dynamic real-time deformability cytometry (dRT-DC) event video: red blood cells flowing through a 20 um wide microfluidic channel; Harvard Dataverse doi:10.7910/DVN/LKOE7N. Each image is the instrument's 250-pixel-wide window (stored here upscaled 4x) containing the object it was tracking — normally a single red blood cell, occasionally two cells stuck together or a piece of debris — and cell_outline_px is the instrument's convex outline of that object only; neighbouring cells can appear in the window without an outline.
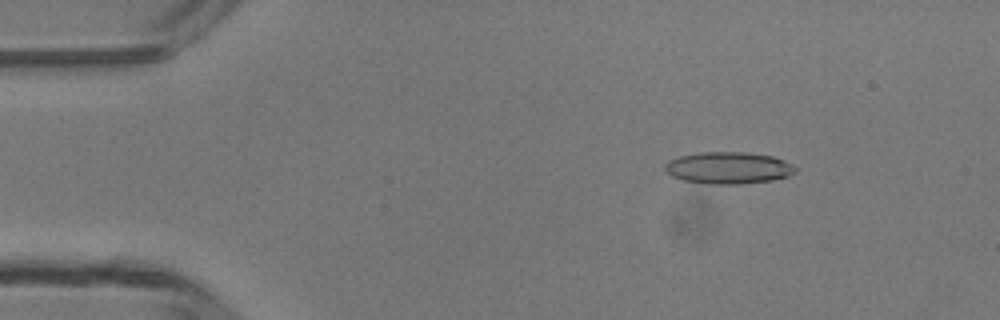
{"species": "common noctule bat (a hibernating species)", "species_latin": "Nyctalus noctula", "temperature_condition": "room temperature", "stored_images_in_passage": 4, "camera_frame_rate_fps": 3000, "um_per_image_px": 0.085, "animal": {"sex": "male", "body_mass_g": 13.3}, "frame": {"image": 1, "passage_image": 2, "time_ms": 1.333, "image_size_px": [1000, 320], "cell_outline_px": [[800, 168], [796, 172], [788, 176], [772, 180], [740, 184], [708, 184], [684, 180], [672, 176], [664, 168], [664, 164], [668, 160], [680, 156], [700, 152], [744, 152], [772, 156], [784, 160]], "centroid_in_image_um": [61.94, 14.27], "position_along_channel_um": 23.1, "area_um2": 24.33}}
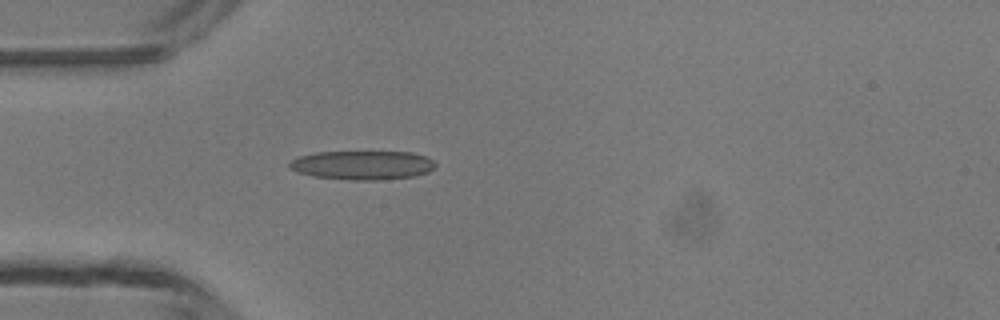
{"frame": {"image": 2, "passage_image": 4, "time_ms": 3.667, "image_size_px": [1000, 320], "cell_outline_px": [[436, 164], [428, 172], [416, 176], [376, 180], [348, 180], [312, 176], [296, 172], [288, 168], [288, 164], [292, 160], [300, 156], [316, 152], [412, 152], [424, 156], [432, 160]], "centroid_in_image_um": [30.77, 14.04], "position_along_channel_um": 54.2, "area_um2": 24.68}}